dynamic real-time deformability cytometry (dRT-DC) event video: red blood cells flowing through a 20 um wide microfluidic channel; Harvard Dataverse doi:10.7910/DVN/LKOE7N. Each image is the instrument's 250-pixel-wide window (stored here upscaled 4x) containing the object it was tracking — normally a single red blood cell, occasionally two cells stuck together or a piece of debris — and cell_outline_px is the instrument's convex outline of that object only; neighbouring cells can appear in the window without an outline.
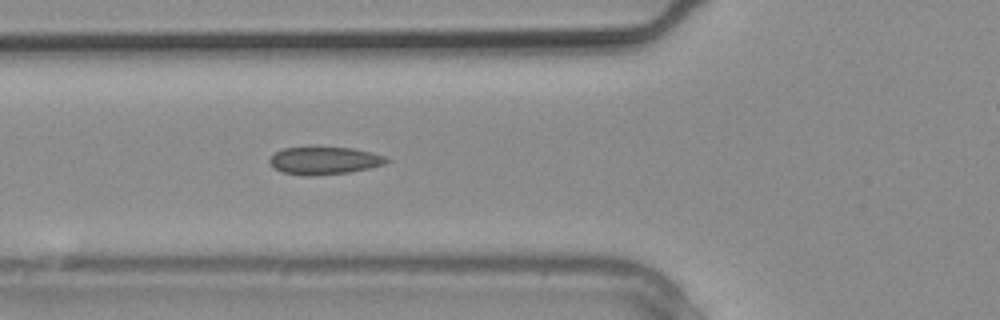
{"species": "common noctule bat (a hibernating species)", "species_latin": "Nyctalus noctula", "temperature_condition": "warm", "stored_images_in_passage": 10, "camera_frame_rate_fps": 3000, "um_per_image_px": 0.085, "animal": {"sex": "male", "body_mass_g": 20.4}, "frame": {"image": 1, "passage_image": 10, "time_ms": 3.0, "image_size_px": [1000, 320], "cell_outline_px": [[392, 160], [384, 164], [368, 168], [348, 172], [284, 172], [276, 168], [268, 160], [276, 152], [284, 148], [356, 148], [388, 156]], "centroid_in_image_um": [27.71, 13.59], "position_along_channel_um": 98.1, "area_um2": 17.57}}